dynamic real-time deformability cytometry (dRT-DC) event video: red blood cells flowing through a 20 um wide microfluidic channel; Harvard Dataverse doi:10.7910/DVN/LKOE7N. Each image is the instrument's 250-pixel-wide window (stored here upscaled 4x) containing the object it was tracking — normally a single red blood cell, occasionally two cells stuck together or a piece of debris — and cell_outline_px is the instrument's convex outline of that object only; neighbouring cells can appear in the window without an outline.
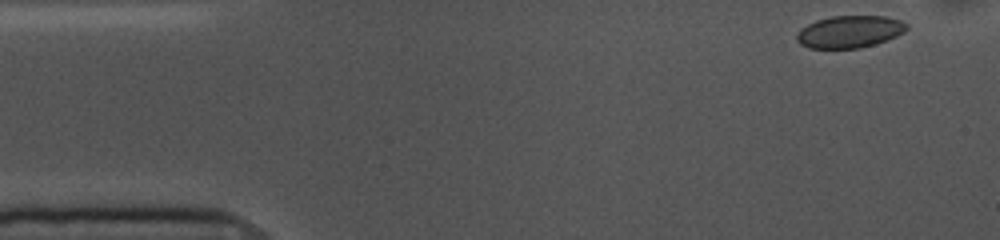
{"species": "common noctule bat (a hibernating species)", "species_latin": "Nyctalus noctula", "temperature_condition": "cold", "stored_images_in_passage": 52, "camera_frame_rate_fps": 3000, "um_per_image_px": 0.085, "animal": {"sex": "female", "body_mass_g": 10.0, "forearm_length_mm": 53.1}, "frame": {"image": 1, "passage_image": 1, "time_ms": 0.0, "image_size_px": [1000, 240], "cell_outline_px": [[908, 28], [904, 32], [896, 36], [860, 48], [808, 48], [800, 44], [796, 40], [796, 32], [800, 28], [816, 20], [832, 16], [884, 16], [900, 20], [908, 24]], "centroid_in_image_um": [72.18, 2.69], "position_along_channel_um": 12.8, "area_um2": 20.58}}
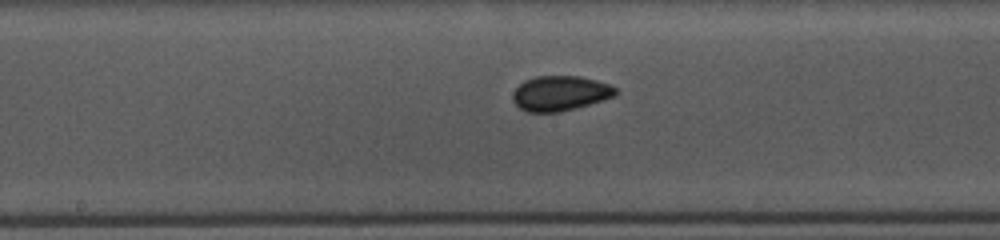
{"frame": {"image": 2, "passage_image": 24, "time_ms": 7.667, "image_size_px": [1000, 240], "cell_outline_px": [[616, 96], [560, 112], [528, 112], [520, 108], [512, 100], [512, 92], [524, 80], [536, 76], [580, 76], [596, 80], [608, 84], [616, 88]], "centroid_in_image_um": [47.58, 7.92], "position_along_channel_um": 200.6, "area_um2": 20.87}}
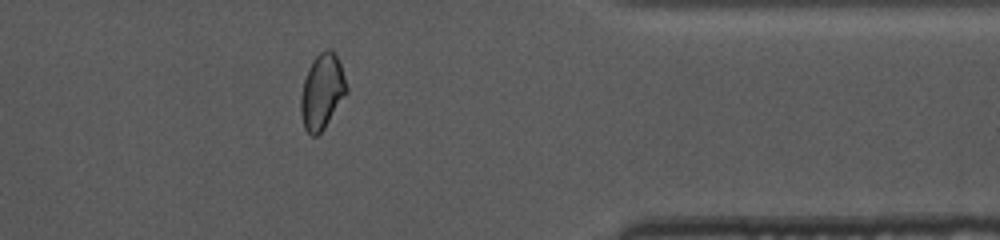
{"frame": {"image": 3, "passage_image": 41, "time_ms": 13.333, "image_size_px": [1000, 240], "cell_outline_px": [[348, 92], [324, 128], [316, 136], [312, 136], [304, 128], [300, 112], [300, 96], [304, 80], [308, 68], [312, 60], [324, 48], [332, 48], [340, 64], [348, 88]], "centroid_in_image_um": [27.37, 7.77], "position_along_channel_um": 384.0, "area_um2": 20.11}, "authors_computed_cell_mechanics": {"area_um2": 20.6635, "velocity_mm_per_s": 3.5975, "shape_relaxation_time_tau1_ms": 9.3728, "shape_relaxation_time_tau2_ms": 2.8796, "deformation_change_tau1": 0.1015, "deformation_change_tau2": 0.0618}}